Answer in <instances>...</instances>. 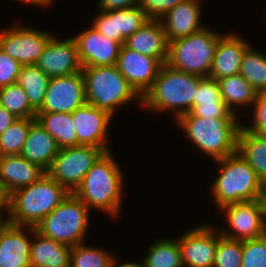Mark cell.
<instances>
[{"mask_svg":"<svg viewBox=\"0 0 266 267\" xmlns=\"http://www.w3.org/2000/svg\"><path fill=\"white\" fill-rule=\"evenodd\" d=\"M70 192L47 173L38 181L11 193L5 199L10 224L35 227Z\"/></svg>","mask_w":266,"mask_h":267,"instance_id":"obj_1","label":"cell"},{"mask_svg":"<svg viewBox=\"0 0 266 267\" xmlns=\"http://www.w3.org/2000/svg\"><path fill=\"white\" fill-rule=\"evenodd\" d=\"M123 176L110 151L104 152L73 192L89 209L118 215L121 207Z\"/></svg>","mask_w":266,"mask_h":267,"instance_id":"obj_2","label":"cell"},{"mask_svg":"<svg viewBox=\"0 0 266 267\" xmlns=\"http://www.w3.org/2000/svg\"><path fill=\"white\" fill-rule=\"evenodd\" d=\"M199 76L163 64L141 103L152 111H175L176 120L193 108Z\"/></svg>","mask_w":266,"mask_h":267,"instance_id":"obj_3","label":"cell"},{"mask_svg":"<svg viewBox=\"0 0 266 267\" xmlns=\"http://www.w3.org/2000/svg\"><path fill=\"white\" fill-rule=\"evenodd\" d=\"M216 161L222 168L211 185V191L219 209L229 204L262 198L263 182L238 152Z\"/></svg>","mask_w":266,"mask_h":267,"instance_id":"obj_4","label":"cell"},{"mask_svg":"<svg viewBox=\"0 0 266 267\" xmlns=\"http://www.w3.org/2000/svg\"><path fill=\"white\" fill-rule=\"evenodd\" d=\"M177 122L190 140L214 160L237 152L238 134L242 126L237 118L205 119L188 112L182 114Z\"/></svg>","mask_w":266,"mask_h":267,"instance_id":"obj_5","label":"cell"},{"mask_svg":"<svg viewBox=\"0 0 266 267\" xmlns=\"http://www.w3.org/2000/svg\"><path fill=\"white\" fill-rule=\"evenodd\" d=\"M86 103L109 112L132 99L141 103V97L130 86L116 65L82 67ZM136 97V98H135Z\"/></svg>","mask_w":266,"mask_h":267,"instance_id":"obj_6","label":"cell"},{"mask_svg":"<svg viewBox=\"0 0 266 267\" xmlns=\"http://www.w3.org/2000/svg\"><path fill=\"white\" fill-rule=\"evenodd\" d=\"M223 35L202 29L169 42L166 64L185 73L209 77L218 41Z\"/></svg>","mask_w":266,"mask_h":267,"instance_id":"obj_7","label":"cell"},{"mask_svg":"<svg viewBox=\"0 0 266 267\" xmlns=\"http://www.w3.org/2000/svg\"><path fill=\"white\" fill-rule=\"evenodd\" d=\"M89 208L74 194L68 196L35 226L41 235L73 247L83 243Z\"/></svg>","mask_w":266,"mask_h":267,"instance_id":"obj_8","label":"cell"},{"mask_svg":"<svg viewBox=\"0 0 266 267\" xmlns=\"http://www.w3.org/2000/svg\"><path fill=\"white\" fill-rule=\"evenodd\" d=\"M104 152L100 147L83 145L60 148L47 174L73 193Z\"/></svg>","mask_w":266,"mask_h":267,"instance_id":"obj_9","label":"cell"},{"mask_svg":"<svg viewBox=\"0 0 266 267\" xmlns=\"http://www.w3.org/2000/svg\"><path fill=\"white\" fill-rule=\"evenodd\" d=\"M86 104L82 72L50 78L45 98L37 113H72Z\"/></svg>","mask_w":266,"mask_h":267,"instance_id":"obj_10","label":"cell"},{"mask_svg":"<svg viewBox=\"0 0 266 267\" xmlns=\"http://www.w3.org/2000/svg\"><path fill=\"white\" fill-rule=\"evenodd\" d=\"M230 227L236 231L223 230L220 233L234 240H248L263 235L266 226L265 209L262 200L233 203L222 207Z\"/></svg>","mask_w":266,"mask_h":267,"instance_id":"obj_11","label":"cell"},{"mask_svg":"<svg viewBox=\"0 0 266 267\" xmlns=\"http://www.w3.org/2000/svg\"><path fill=\"white\" fill-rule=\"evenodd\" d=\"M52 34L25 27L0 32V48L21 65H35Z\"/></svg>","mask_w":266,"mask_h":267,"instance_id":"obj_12","label":"cell"},{"mask_svg":"<svg viewBox=\"0 0 266 267\" xmlns=\"http://www.w3.org/2000/svg\"><path fill=\"white\" fill-rule=\"evenodd\" d=\"M162 65L158 59L140 54L124 44L116 62L119 72L141 98L151 88Z\"/></svg>","mask_w":266,"mask_h":267,"instance_id":"obj_13","label":"cell"},{"mask_svg":"<svg viewBox=\"0 0 266 267\" xmlns=\"http://www.w3.org/2000/svg\"><path fill=\"white\" fill-rule=\"evenodd\" d=\"M35 65L50 78L81 72L75 39L72 37L61 41L53 36Z\"/></svg>","mask_w":266,"mask_h":267,"instance_id":"obj_14","label":"cell"},{"mask_svg":"<svg viewBox=\"0 0 266 267\" xmlns=\"http://www.w3.org/2000/svg\"><path fill=\"white\" fill-rule=\"evenodd\" d=\"M211 226H198L177 239L183 267H213L219 233Z\"/></svg>","mask_w":266,"mask_h":267,"instance_id":"obj_15","label":"cell"},{"mask_svg":"<svg viewBox=\"0 0 266 267\" xmlns=\"http://www.w3.org/2000/svg\"><path fill=\"white\" fill-rule=\"evenodd\" d=\"M71 115L75 121L78 146L100 147L105 152L110 151L106 137L112 118L109 112L86 103Z\"/></svg>","mask_w":266,"mask_h":267,"instance_id":"obj_16","label":"cell"},{"mask_svg":"<svg viewBox=\"0 0 266 267\" xmlns=\"http://www.w3.org/2000/svg\"><path fill=\"white\" fill-rule=\"evenodd\" d=\"M82 67L116 65L122 44L98 32L93 26L73 37Z\"/></svg>","mask_w":266,"mask_h":267,"instance_id":"obj_17","label":"cell"},{"mask_svg":"<svg viewBox=\"0 0 266 267\" xmlns=\"http://www.w3.org/2000/svg\"><path fill=\"white\" fill-rule=\"evenodd\" d=\"M99 12L92 26L104 36L122 45L129 36L149 20L140 6Z\"/></svg>","mask_w":266,"mask_h":267,"instance_id":"obj_18","label":"cell"},{"mask_svg":"<svg viewBox=\"0 0 266 267\" xmlns=\"http://www.w3.org/2000/svg\"><path fill=\"white\" fill-rule=\"evenodd\" d=\"M47 171L19 155L0 156V192L6 199L11 193L40 180Z\"/></svg>","mask_w":266,"mask_h":267,"instance_id":"obj_19","label":"cell"},{"mask_svg":"<svg viewBox=\"0 0 266 267\" xmlns=\"http://www.w3.org/2000/svg\"><path fill=\"white\" fill-rule=\"evenodd\" d=\"M124 45L140 54L154 57L162 64L167 62L169 43L160 20H147L125 40Z\"/></svg>","mask_w":266,"mask_h":267,"instance_id":"obj_20","label":"cell"},{"mask_svg":"<svg viewBox=\"0 0 266 267\" xmlns=\"http://www.w3.org/2000/svg\"><path fill=\"white\" fill-rule=\"evenodd\" d=\"M200 7L199 0H184L161 18L168 43L204 27L200 24Z\"/></svg>","mask_w":266,"mask_h":267,"instance_id":"obj_21","label":"cell"},{"mask_svg":"<svg viewBox=\"0 0 266 267\" xmlns=\"http://www.w3.org/2000/svg\"><path fill=\"white\" fill-rule=\"evenodd\" d=\"M249 46L235 34L223 35L216 46L209 77L220 80L239 74L243 54Z\"/></svg>","mask_w":266,"mask_h":267,"instance_id":"obj_22","label":"cell"},{"mask_svg":"<svg viewBox=\"0 0 266 267\" xmlns=\"http://www.w3.org/2000/svg\"><path fill=\"white\" fill-rule=\"evenodd\" d=\"M23 229L8 222L0 231V267H31V241Z\"/></svg>","mask_w":266,"mask_h":267,"instance_id":"obj_23","label":"cell"},{"mask_svg":"<svg viewBox=\"0 0 266 267\" xmlns=\"http://www.w3.org/2000/svg\"><path fill=\"white\" fill-rule=\"evenodd\" d=\"M28 228L37 238L30 245L31 267H70L72 247L41 235L35 227Z\"/></svg>","mask_w":266,"mask_h":267,"instance_id":"obj_24","label":"cell"},{"mask_svg":"<svg viewBox=\"0 0 266 267\" xmlns=\"http://www.w3.org/2000/svg\"><path fill=\"white\" fill-rule=\"evenodd\" d=\"M59 149L56 140L36 120L30 127L20 155L47 171Z\"/></svg>","mask_w":266,"mask_h":267,"instance_id":"obj_25","label":"cell"},{"mask_svg":"<svg viewBox=\"0 0 266 267\" xmlns=\"http://www.w3.org/2000/svg\"><path fill=\"white\" fill-rule=\"evenodd\" d=\"M237 152L254 169L258 178L266 182V137L241 126L238 134Z\"/></svg>","mask_w":266,"mask_h":267,"instance_id":"obj_26","label":"cell"},{"mask_svg":"<svg viewBox=\"0 0 266 267\" xmlns=\"http://www.w3.org/2000/svg\"><path fill=\"white\" fill-rule=\"evenodd\" d=\"M36 120L56 140L59 148L78 146L71 113H37Z\"/></svg>","mask_w":266,"mask_h":267,"instance_id":"obj_27","label":"cell"},{"mask_svg":"<svg viewBox=\"0 0 266 267\" xmlns=\"http://www.w3.org/2000/svg\"><path fill=\"white\" fill-rule=\"evenodd\" d=\"M50 77L36 65H22L17 83L25 91L31 107L37 112L44 101Z\"/></svg>","mask_w":266,"mask_h":267,"instance_id":"obj_28","label":"cell"},{"mask_svg":"<svg viewBox=\"0 0 266 267\" xmlns=\"http://www.w3.org/2000/svg\"><path fill=\"white\" fill-rule=\"evenodd\" d=\"M218 83L221 98L231 112L236 114V111L232 107L235 104L241 106L246 104L253 105L255 102L257 91L240 74L220 79Z\"/></svg>","mask_w":266,"mask_h":267,"instance_id":"obj_29","label":"cell"},{"mask_svg":"<svg viewBox=\"0 0 266 267\" xmlns=\"http://www.w3.org/2000/svg\"><path fill=\"white\" fill-rule=\"evenodd\" d=\"M154 243L143 257V267H183L178 240L162 239Z\"/></svg>","mask_w":266,"mask_h":267,"instance_id":"obj_30","label":"cell"},{"mask_svg":"<svg viewBox=\"0 0 266 267\" xmlns=\"http://www.w3.org/2000/svg\"><path fill=\"white\" fill-rule=\"evenodd\" d=\"M239 74L258 92H266V56L249 46L243 54Z\"/></svg>","mask_w":266,"mask_h":267,"instance_id":"obj_31","label":"cell"},{"mask_svg":"<svg viewBox=\"0 0 266 267\" xmlns=\"http://www.w3.org/2000/svg\"><path fill=\"white\" fill-rule=\"evenodd\" d=\"M36 118H18L0 135V156L21 154L31 125Z\"/></svg>","mask_w":266,"mask_h":267,"instance_id":"obj_32","label":"cell"},{"mask_svg":"<svg viewBox=\"0 0 266 267\" xmlns=\"http://www.w3.org/2000/svg\"><path fill=\"white\" fill-rule=\"evenodd\" d=\"M0 105L16 118H36L37 112L31 107L25 91L18 83L0 88Z\"/></svg>","mask_w":266,"mask_h":267,"instance_id":"obj_33","label":"cell"},{"mask_svg":"<svg viewBox=\"0 0 266 267\" xmlns=\"http://www.w3.org/2000/svg\"><path fill=\"white\" fill-rule=\"evenodd\" d=\"M83 244L71 248L70 267H111L114 257L110 253Z\"/></svg>","mask_w":266,"mask_h":267,"instance_id":"obj_34","label":"cell"},{"mask_svg":"<svg viewBox=\"0 0 266 267\" xmlns=\"http://www.w3.org/2000/svg\"><path fill=\"white\" fill-rule=\"evenodd\" d=\"M242 241L224 237L219 233L213 267H241Z\"/></svg>","mask_w":266,"mask_h":267,"instance_id":"obj_35","label":"cell"},{"mask_svg":"<svg viewBox=\"0 0 266 267\" xmlns=\"http://www.w3.org/2000/svg\"><path fill=\"white\" fill-rule=\"evenodd\" d=\"M241 267H266V241L263 236L242 241Z\"/></svg>","mask_w":266,"mask_h":267,"instance_id":"obj_36","label":"cell"},{"mask_svg":"<svg viewBox=\"0 0 266 267\" xmlns=\"http://www.w3.org/2000/svg\"><path fill=\"white\" fill-rule=\"evenodd\" d=\"M208 102H224L221 98L218 80L210 77H200L197 92L193 99V107Z\"/></svg>","mask_w":266,"mask_h":267,"instance_id":"obj_37","label":"cell"},{"mask_svg":"<svg viewBox=\"0 0 266 267\" xmlns=\"http://www.w3.org/2000/svg\"><path fill=\"white\" fill-rule=\"evenodd\" d=\"M22 65L0 48V88L17 83Z\"/></svg>","mask_w":266,"mask_h":267,"instance_id":"obj_38","label":"cell"},{"mask_svg":"<svg viewBox=\"0 0 266 267\" xmlns=\"http://www.w3.org/2000/svg\"><path fill=\"white\" fill-rule=\"evenodd\" d=\"M190 113L205 119L212 118H238L234 112H231L224 102H208L194 106Z\"/></svg>","mask_w":266,"mask_h":267,"instance_id":"obj_39","label":"cell"},{"mask_svg":"<svg viewBox=\"0 0 266 267\" xmlns=\"http://www.w3.org/2000/svg\"><path fill=\"white\" fill-rule=\"evenodd\" d=\"M184 0H140V7L148 19L161 20V18L176 5Z\"/></svg>","mask_w":266,"mask_h":267,"instance_id":"obj_40","label":"cell"},{"mask_svg":"<svg viewBox=\"0 0 266 267\" xmlns=\"http://www.w3.org/2000/svg\"><path fill=\"white\" fill-rule=\"evenodd\" d=\"M254 105L253 123L245 128L253 133L266 137V92H258Z\"/></svg>","mask_w":266,"mask_h":267,"instance_id":"obj_41","label":"cell"},{"mask_svg":"<svg viewBox=\"0 0 266 267\" xmlns=\"http://www.w3.org/2000/svg\"><path fill=\"white\" fill-rule=\"evenodd\" d=\"M99 11H113L140 5V0H100Z\"/></svg>","mask_w":266,"mask_h":267,"instance_id":"obj_42","label":"cell"},{"mask_svg":"<svg viewBox=\"0 0 266 267\" xmlns=\"http://www.w3.org/2000/svg\"><path fill=\"white\" fill-rule=\"evenodd\" d=\"M18 118L0 105V135L9 128Z\"/></svg>","mask_w":266,"mask_h":267,"instance_id":"obj_43","label":"cell"},{"mask_svg":"<svg viewBox=\"0 0 266 267\" xmlns=\"http://www.w3.org/2000/svg\"><path fill=\"white\" fill-rule=\"evenodd\" d=\"M21 2H27L29 4H34V5H40V6H43V7H47V5H50L53 0H19Z\"/></svg>","mask_w":266,"mask_h":267,"instance_id":"obj_44","label":"cell"},{"mask_svg":"<svg viewBox=\"0 0 266 267\" xmlns=\"http://www.w3.org/2000/svg\"><path fill=\"white\" fill-rule=\"evenodd\" d=\"M116 260L115 259H113V261H112V264H111V267H143V265L140 263H133V262H128V263H123V264H121V265H117L116 266V263L117 262H115Z\"/></svg>","mask_w":266,"mask_h":267,"instance_id":"obj_45","label":"cell"},{"mask_svg":"<svg viewBox=\"0 0 266 267\" xmlns=\"http://www.w3.org/2000/svg\"><path fill=\"white\" fill-rule=\"evenodd\" d=\"M5 209V210H4ZM3 210L6 211L7 207L6 205L0 210V231L6 226V224L9 222L8 219H3ZM2 212V213H1Z\"/></svg>","mask_w":266,"mask_h":267,"instance_id":"obj_46","label":"cell"},{"mask_svg":"<svg viewBox=\"0 0 266 267\" xmlns=\"http://www.w3.org/2000/svg\"><path fill=\"white\" fill-rule=\"evenodd\" d=\"M263 205H264V209H265V216H266V182L263 183V192H262V198H261Z\"/></svg>","mask_w":266,"mask_h":267,"instance_id":"obj_47","label":"cell"},{"mask_svg":"<svg viewBox=\"0 0 266 267\" xmlns=\"http://www.w3.org/2000/svg\"><path fill=\"white\" fill-rule=\"evenodd\" d=\"M5 206V198L0 192V210Z\"/></svg>","mask_w":266,"mask_h":267,"instance_id":"obj_48","label":"cell"},{"mask_svg":"<svg viewBox=\"0 0 266 267\" xmlns=\"http://www.w3.org/2000/svg\"><path fill=\"white\" fill-rule=\"evenodd\" d=\"M263 238L265 239V241H266V226H265V229H264V232H263Z\"/></svg>","mask_w":266,"mask_h":267,"instance_id":"obj_49","label":"cell"}]
</instances>
